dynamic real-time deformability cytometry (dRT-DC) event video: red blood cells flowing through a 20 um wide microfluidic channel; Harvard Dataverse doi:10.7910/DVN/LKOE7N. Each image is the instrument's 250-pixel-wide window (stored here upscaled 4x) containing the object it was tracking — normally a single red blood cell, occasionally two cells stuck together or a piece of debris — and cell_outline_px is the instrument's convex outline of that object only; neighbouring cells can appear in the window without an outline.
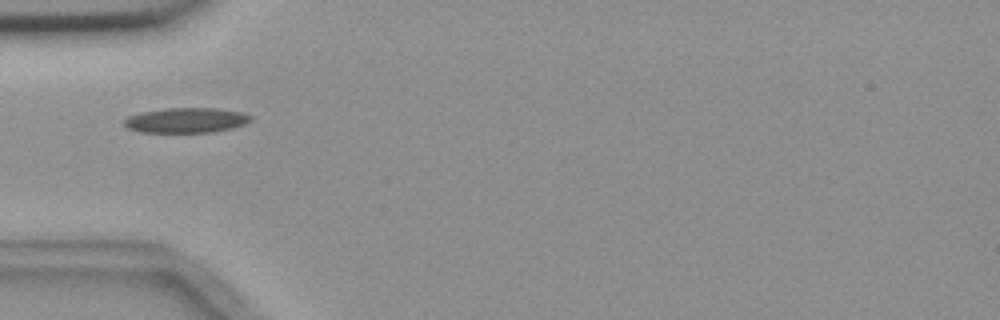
{"species": "common noctule bat (a hibernating species)", "species_latin": "Nyctalus noctula", "temperature_condition": "room temperature", "stored_images_in_passage": 8, "camera_frame_rate_fps": 3000, "um_per_image_px": 0.085, "animal": {"sex": "female", "body_mass_g": 18.4}, "frame": {"image": 1, "passage_image": 3, "time_ms": 2.333, "image_size_px": [1000, 320], "cell_outline_px": [[252, 120], [244, 124], [232, 128], [212, 132], [140, 132], [128, 128], [124, 124], [124, 120], [128, 116], [140, 112], [168, 108], [216, 108], [240, 112], [252, 116]], "centroid_in_image_um": [15.82, 10.22], "position_along_channel_um": 69.2, "area_um2": 18.38}}
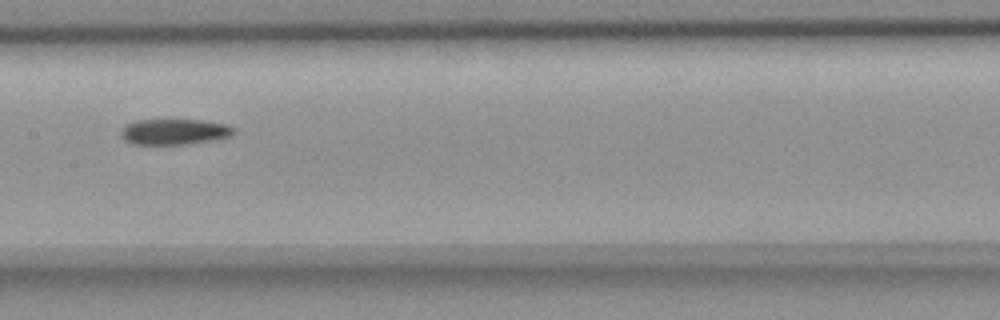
{"frame": {"image": 2, "passage_image": 6, "time_ms": 5.667, "image_size_px": [1000, 320], "cell_outline_px": [[236, 132], [228, 136], [188, 144], [132, 144], [124, 140], [120, 136], [120, 128], [124, 124], [136, 120], [204, 120], [228, 124], [236, 128]], "centroid_in_image_um": [14.77, 11.18], "position_along_channel_um": 192.6, "area_um2": 17.05}}
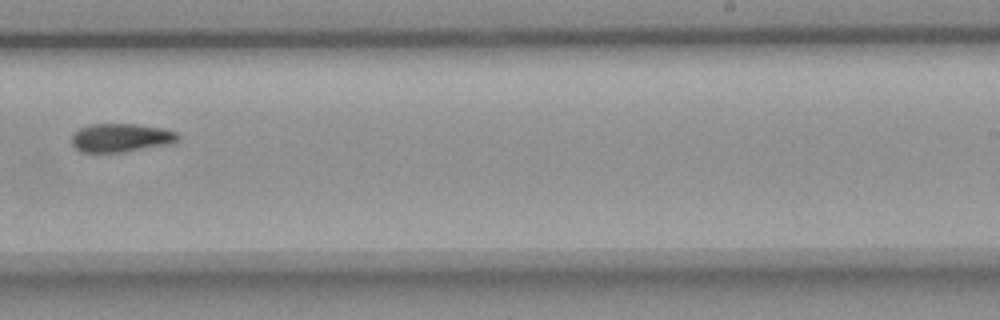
{"frame": {"image": 3, "passage_image": 8, "time_ms": 8.0, "image_size_px": [1000, 320], "cell_outline_px": [[180, 136], [172, 144], [124, 152], [80, 152], [72, 144], [72, 132], [80, 128], [92, 124], [136, 124], [160, 128], [176, 132]], "centroid_in_image_um": [10.26, 11.71], "position_along_channel_um": 278.7, "area_um2": 17.69}}